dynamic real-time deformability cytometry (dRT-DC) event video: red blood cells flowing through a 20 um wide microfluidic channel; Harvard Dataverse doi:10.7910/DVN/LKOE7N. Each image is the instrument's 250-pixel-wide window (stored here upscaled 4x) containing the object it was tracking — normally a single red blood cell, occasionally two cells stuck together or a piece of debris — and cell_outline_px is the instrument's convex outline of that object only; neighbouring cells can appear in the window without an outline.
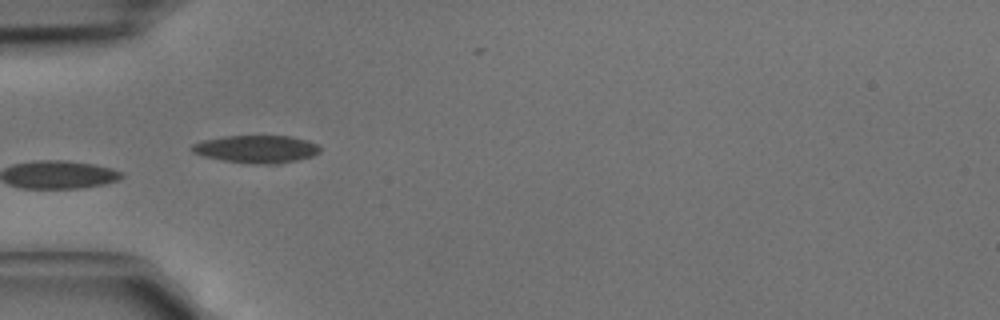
{"species": "common noctule bat (a hibernating species)", "species_latin": "Nyctalus noctula", "temperature_condition": "cold", "stored_images_in_passage": 5, "camera_frame_rate_fps": 3000, "um_per_image_px": 0.085, "animal": {"sex": "male", "body_mass_g": 15.6}, "frame": {"image": 1, "passage_image": 4, "time_ms": 1.0, "image_size_px": [1000, 320], "cell_outline_px": [[320, 152], [312, 156], [280, 164], [252, 164], [224, 160], [204, 156], [192, 152], [188, 148], [192, 144], [200, 140], [224, 136], [288, 136], [308, 140], [316, 144], [320, 148]], "centroid_in_image_um": [21.76, 12.67], "position_along_channel_um": 63.2, "area_um2": 20.75}}